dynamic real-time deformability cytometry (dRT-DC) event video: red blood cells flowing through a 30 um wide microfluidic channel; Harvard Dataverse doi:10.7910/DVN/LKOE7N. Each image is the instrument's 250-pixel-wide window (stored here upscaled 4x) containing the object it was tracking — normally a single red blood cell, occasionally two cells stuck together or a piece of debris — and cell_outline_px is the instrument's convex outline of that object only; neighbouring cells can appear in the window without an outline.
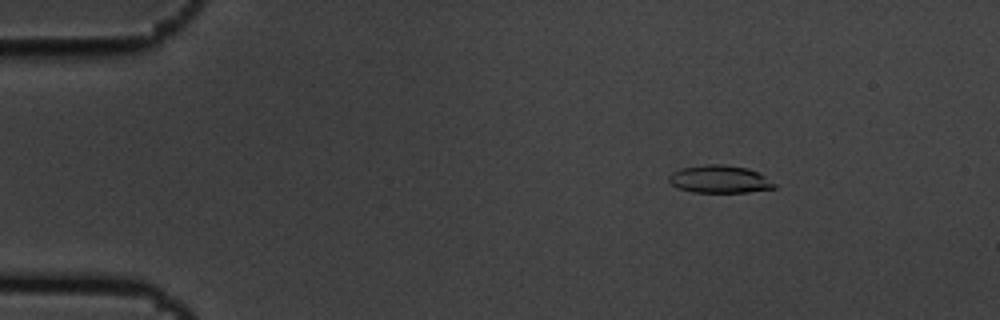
{"species": "common noctule bat (a hibernating species)", "species_latin": "Nyctalus noctula", "temperature_condition": "cold", "stored_images_in_passage": 8, "camera_frame_rate_fps": 3000, "um_per_image_px": 0.085, "animal": {"sex": "male", "body_mass_g": 19.5, "forearm_length_mm": 54.6}, "frame": {"image": 1, "passage_image": 3, "time_ms": 0.667, "image_size_px": [1000, 320], "cell_outline_px": [[776, 188], [748, 192], [692, 192], [680, 188], [672, 184], [668, 180], [668, 176], [672, 172], [680, 168], [708, 164], [724, 164], [748, 168], [760, 172], [776, 184]], "centroid_in_image_um": [61.19, 15.22], "position_along_channel_um": 23.8, "area_um2": 17.11}}
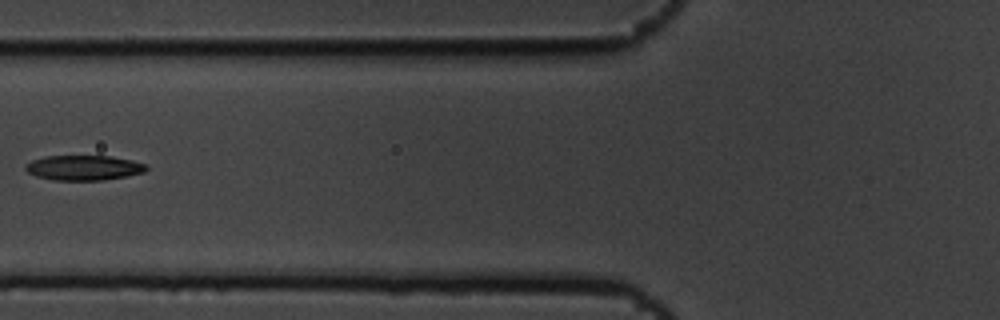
{"frame": {"image": 2, "passage_image": 7, "time_ms": 2.0, "image_size_px": [1000, 320], "cell_outline_px": [[148, 168], [144, 172], [104, 180], [52, 180], [36, 176], [28, 172], [24, 168], [32, 160], [44, 156], [112, 156], [132, 160], [148, 164]], "centroid_in_image_um": [7.14, 14.25], "position_along_channel_um": 118.7, "area_um2": 17.57}}
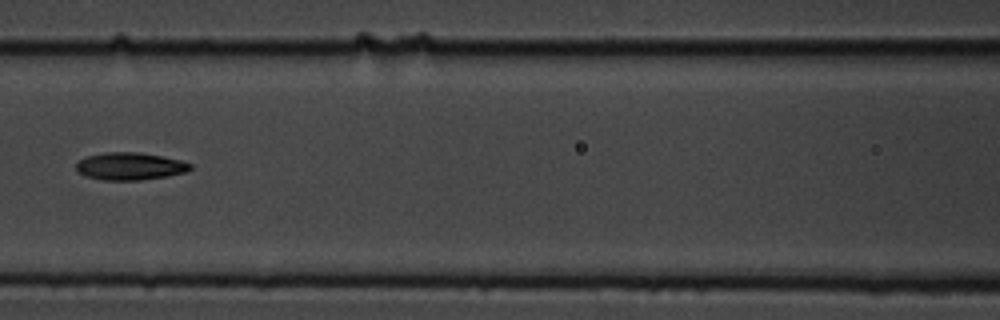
{"frame": {"image": 3, "passage_image": 8, "time_ms": 2.333, "image_size_px": [1000, 320], "cell_outline_px": [[192, 168], [184, 172], [168, 176], [140, 180], [104, 180], [88, 176], [76, 172], [76, 164], [80, 160], [88, 156], [104, 152], [136, 152], [160, 156], [180, 160], [192, 164]], "centroid_in_image_um": [11.04, 14.13], "position_along_channel_um": 155.6, "area_um2": 18.09}}